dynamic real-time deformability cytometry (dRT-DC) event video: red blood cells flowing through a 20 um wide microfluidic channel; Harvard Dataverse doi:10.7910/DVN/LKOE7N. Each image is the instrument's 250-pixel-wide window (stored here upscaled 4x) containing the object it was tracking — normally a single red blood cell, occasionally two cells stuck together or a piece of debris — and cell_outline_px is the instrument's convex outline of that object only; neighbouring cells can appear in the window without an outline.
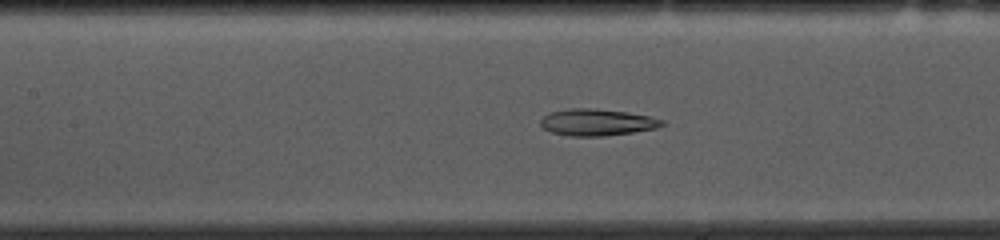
{"species": "common noctule bat (a hibernating species)", "species_latin": "Nyctalus noctula", "temperature_condition": "cold", "stored_images_in_passage": 53, "camera_frame_rate_fps": 3000, "um_per_image_px": 0.085, "animal": {"sex": "female", "body_mass_g": 10.0, "forearm_length_mm": 53.1}, "frame": {"image": 1, "passage_image": 21, "time_ms": 6.667, "image_size_px": [1000, 240], "cell_outline_px": [[664, 124], [656, 128], [632, 132], [604, 136], [572, 136], [552, 132], [544, 128], [540, 124], [540, 120], [544, 116], [552, 112], [568, 108], [596, 108], [628, 112], [648, 116], [664, 120]], "centroid_in_image_um": [50.74, 10.38], "position_along_channel_um": 156.7, "area_um2": 18.79}}
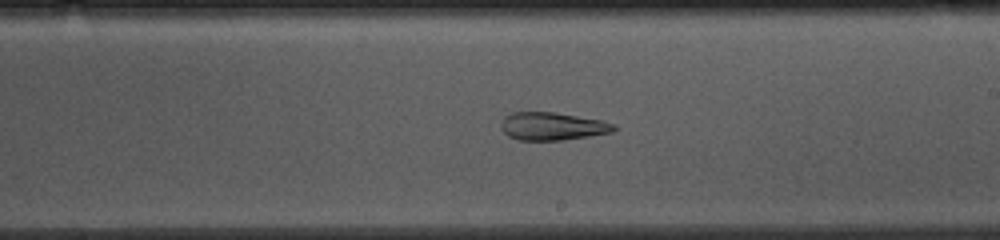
{"frame": {"image": 2, "passage_image": 28, "time_ms": 9.0, "image_size_px": [1000, 240], "cell_outline_px": [[616, 128], [612, 132], [564, 140], [520, 140], [508, 136], [500, 128], [500, 124], [504, 116], [512, 112], [552, 112], [600, 120], [616, 124]], "centroid_in_image_um": [46.91, 10.73], "position_along_channel_um": 242.1, "area_um2": 18.26}}
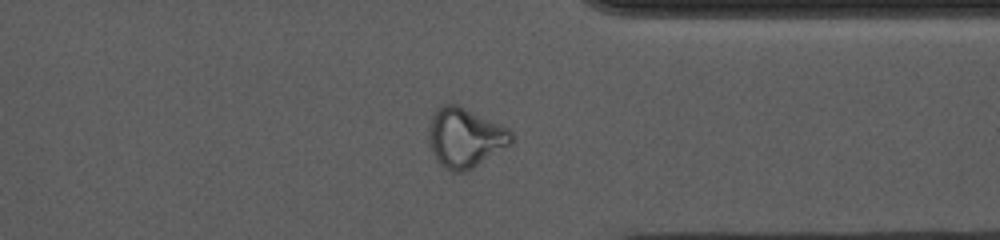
{"frame": {"image": 3, "passage_image": 39, "time_ms": 12.667, "image_size_px": [1000, 240], "cell_outline_px": [[512, 144], [472, 168], [464, 172], [452, 172], [444, 168], [436, 160], [432, 152], [432, 112], [436, 108], [444, 104], [456, 104], [508, 128], [512, 132]], "centroid_in_image_um": [39.57, 11.72], "position_along_channel_um": 371.8, "area_um2": 27.98}, "authors_computed_cell_mechanics": {"area_um2": 22.7732, "velocity_mm_per_s": 3.673, "shape_relaxation_time_tau1_ms": null, "shape_relaxation_time_tau2_ms": 2.5374, "deformation_change_tau1": null, "deformation_change_tau2": 0.0971}}